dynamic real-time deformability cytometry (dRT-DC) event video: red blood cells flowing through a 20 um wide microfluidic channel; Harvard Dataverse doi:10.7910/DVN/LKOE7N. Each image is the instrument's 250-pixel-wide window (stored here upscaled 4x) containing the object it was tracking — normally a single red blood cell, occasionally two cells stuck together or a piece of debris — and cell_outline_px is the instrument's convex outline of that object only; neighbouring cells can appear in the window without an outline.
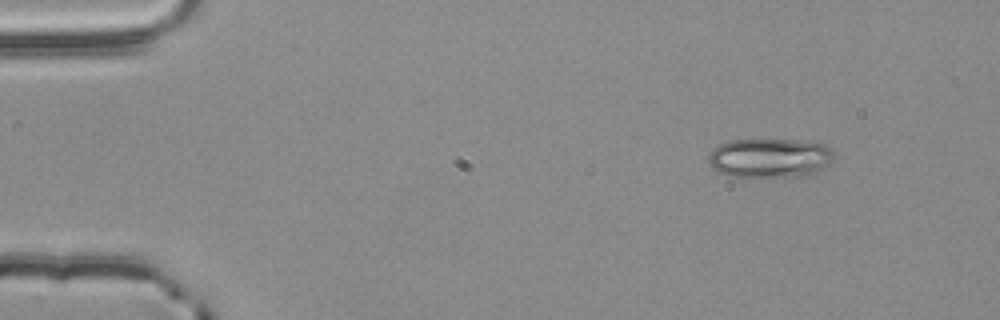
{"species": "common noctule bat (a hibernating species)", "species_latin": "Nyctalus noctula", "temperature_condition": "room temperature", "stored_images_in_passage": 49, "camera_frame_rate_fps": 3000, "um_per_image_px": 0.085, "animal": {"sex": "male", "body_mass_g": 20.4}, "frame": {"image": 1, "passage_image": 1, "time_ms": 0.0, "image_size_px": [1000, 320], "cell_outline_px": [[832, 160], [820, 172], [808, 176], [732, 176], [720, 172], [712, 168], [708, 160], [708, 152], [712, 148], [728, 140], [800, 140], [824, 144], [832, 148]], "centroid_in_image_um": [65.44, 13.42], "position_along_channel_um": 19.6, "area_um2": 28.9}}
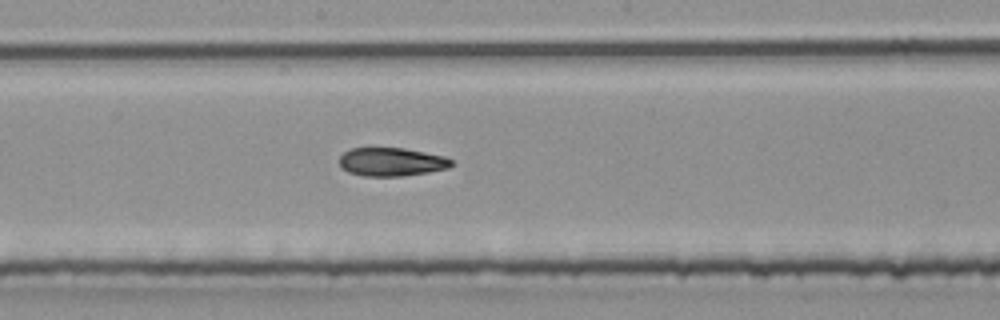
{"frame": {"image": 2, "passage_image": 24, "time_ms": 7.667, "image_size_px": [1000, 320], "cell_outline_px": [[452, 164], [448, 168], [428, 172], [404, 176], [364, 176], [348, 172], [340, 168], [340, 156], [344, 152], [352, 148], [372, 144], [404, 148], [444, 156], [452, 160]], "centroid_in_image_um": [33.2, 13.71], "position_along_channel_um": 215.0, "area_um2": 19.31}}
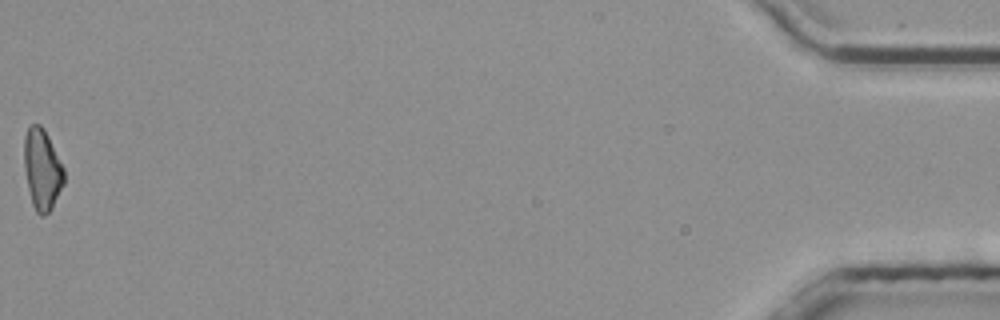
{"frame": {"image": 3, "passage_image": 49, "time_ms": 16.0, "image_size_px": [1000, 320], "cell_outline_px": [[64, 184], [52, 208], [44, 216], [40, 216], [36, 212], [32, 204], [28, 188], [24, 168], [24, 136], [28, 128], [32, 124], [40, 124], [44, 128], [64, 168]], "centroid_in_image_um": [3.58, 14.41], "position_along_channel_um": 431.6, "area_um2": 18.84}, "authors_computed_cell_mechanics": {"area_um2": 19.1318, "velocity_mm_per_s": 3.873, "shape_relaxation_time_tau1_ms": 5.5675, "shape_relaxation_time_tau2_ms": 6.2566, "deformation_change_tau1": 0.1693, "deformation_change_tau2": 0.1533}}